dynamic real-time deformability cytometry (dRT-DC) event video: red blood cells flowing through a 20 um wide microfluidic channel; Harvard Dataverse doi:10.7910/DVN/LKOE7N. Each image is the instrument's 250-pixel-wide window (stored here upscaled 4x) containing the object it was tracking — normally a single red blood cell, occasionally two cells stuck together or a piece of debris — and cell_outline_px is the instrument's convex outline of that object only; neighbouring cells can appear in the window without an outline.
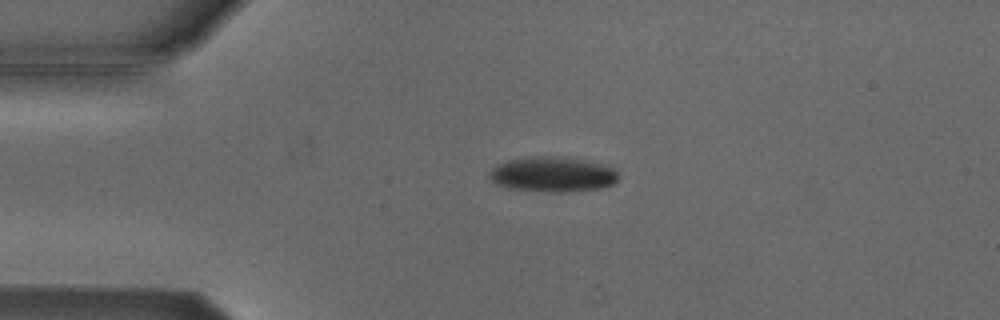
{"species": "Egyptian fruit bat (a non-hibernating species)", "species_latin": "Rousettus aegyptiacus", "temperature_condition": "cold", "stored_images_in_passage": 3, "camera_frame_rate_fps": 3000, "um_per_image_px": 0.085, "animal": {"sex": "male"}, "frame": {"image": 1, "passage_image": 2, "time_ms": 1.333, "image_size_px": [1000, 320], "cell_outline_px": [[616, 180], [612, 184], [604, 188], [564, 192], [548, 192], [508, 188], [496, 184], [488, 176], [488, 172], [496, 164], [508, 160], [532, 156], [556, 156], [580, 160], [600, 164], [616, 168]], "centroid_in_image_um": [46.92, 14.83], "position_along_channel_um": 38.1, "area_um2": 26.36}}